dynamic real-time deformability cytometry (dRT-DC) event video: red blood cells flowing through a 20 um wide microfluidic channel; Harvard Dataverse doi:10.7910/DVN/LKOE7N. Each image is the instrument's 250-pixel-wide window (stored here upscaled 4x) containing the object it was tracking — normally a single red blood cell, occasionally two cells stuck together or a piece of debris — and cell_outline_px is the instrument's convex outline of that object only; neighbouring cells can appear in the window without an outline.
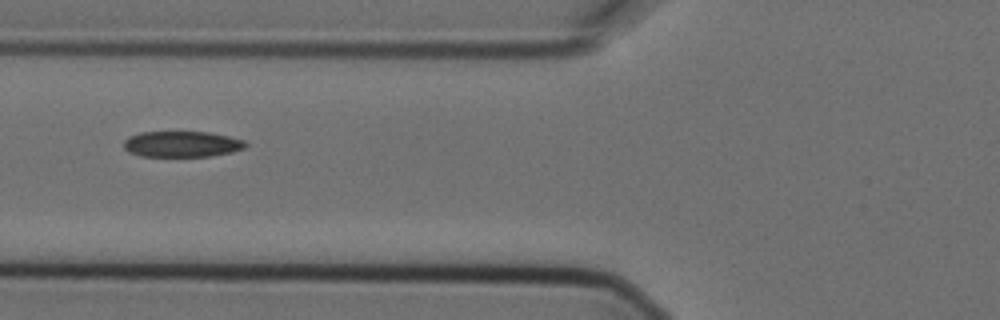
{"species": "Egyptian fruit bat (a non-hibernating species)", "species_latin": "Rousettus aegyptiacus", "temperature_condition": "cold", "stored_images_in_passage": 7, "segment_of_instrument_passage": [2, 2], "camera_frame_rate_fps": 3000, "um_per_image_px": 0.085, "animal": {"sex": "female"}, "frame": {"image": 1, "passage_image": 5, "time_ms": 1.333, "image_size_px": [1000, 320], "cell_outline_px": [[248, 144], [244, 148], [232, 152], [212, 156], [140, 156], [128, 152], [124, 148], [124, 140], [128, 136], [140, 132], [208, 132], [228, 136], [244, 140]], "centroid_in_image_um": [15.44, 12.25], "position_along_channel_um": 110.4, "area_um2": 18.44}}
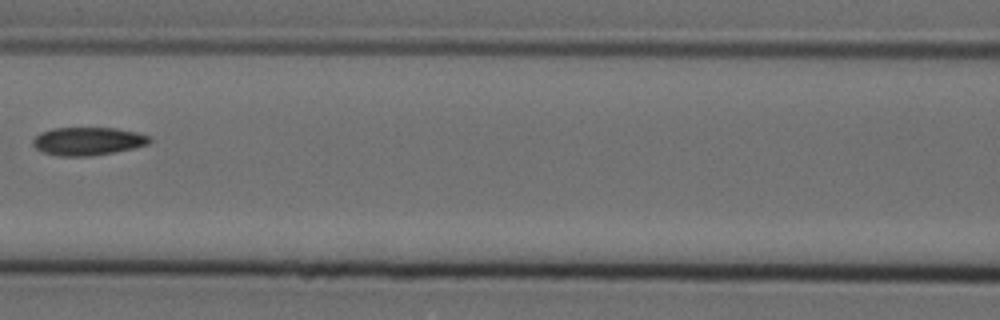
{"frame": {"image": 2, "passage_image": 6, "time_ms": 1.667, "image_size_px": [1000, 320], "cell_outline_px": [[152, 140], [148, 144], [132, 148], [92, 156], [60, 156], [44, 152], [36, 148], [32, 144], [32, 140], [40, 132], [52, 128], [116, 128], [136, 132], [152, 136]], "centroid_in_image_um": [7.47, 11.99], "position_along_channel_um": 159.1, "area_um2": 19.07}}
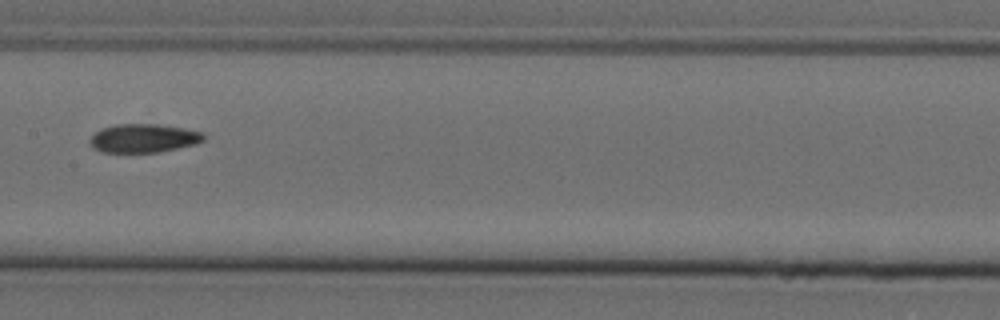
{"frame": {"image": 3, "passage_image": 7, "time_ms": 2.0, "image_size_px": [1000, 320], "cell_outline_px": [[204, 140], [196, 144], [160, 152], [100, 152], [92, 148], [88, 140], [100, 128], [116, 124], [160, 124], [184, 128], [204, 132]], "centroid_in_image_um": [12.19, 11.75], "position_along_channel_um": 195.2, "area_um2": 19.19}}